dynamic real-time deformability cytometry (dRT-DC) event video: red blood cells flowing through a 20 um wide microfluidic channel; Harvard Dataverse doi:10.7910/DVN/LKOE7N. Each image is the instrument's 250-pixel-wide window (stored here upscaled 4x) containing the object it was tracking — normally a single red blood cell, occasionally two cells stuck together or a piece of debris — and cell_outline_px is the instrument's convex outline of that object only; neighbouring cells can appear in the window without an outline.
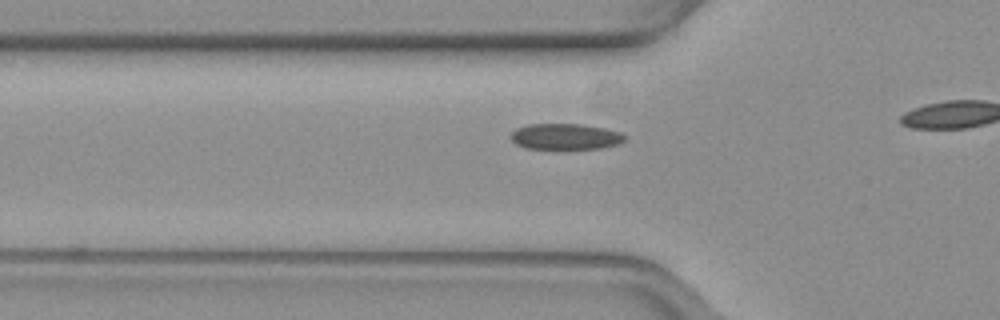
{"species": "common noctule bat (a hibernating species)", "species_latin": "Nyctalus noctula", "temperature_condition": "warm", "stored_images_in_passage": 23, "camera_frame_rate_fps": 3000, "um_per_image_px": 0.085, "animal": {"sex": "female", "body_mass_g": 19.3, "forearm_length_mm": 54.1}, "frame": {"image": 1, "passage_image": 14, "time_ms": 4.333, "image_size_px": [1000, 320], "cell_outline_px": [[624, 140], [620, 144], [604, 148], [524, 148], [516, 144], [508, 136], [516, 128], [528, 124], [580, 124], [604, 128], [620, 132], [624, 136]], "centroid_in_image_um": [48.03, 11.6], "position_along_channel_um": 77.8, "area_um2": 17.17}}
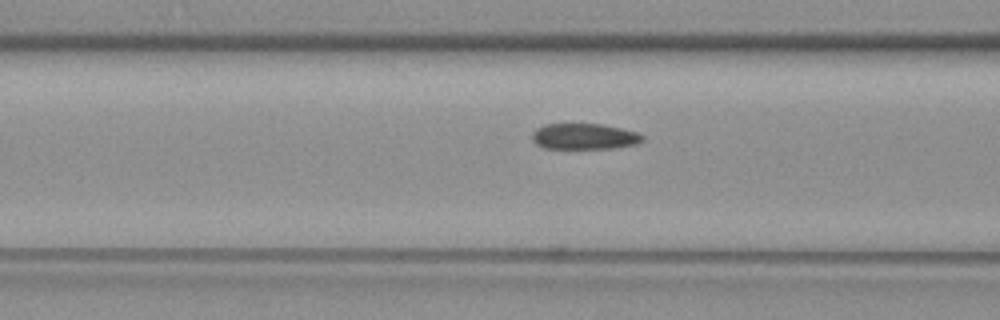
{"frame": {"image": 2, "passage_image": 17, "time_ms": 5.333, "image_size_px": [1000, 320], "cell_outline_px": [[644, 140], [636, 144], [612, 148], [544, 148], [536, 144], [532, 140], [532, 132], [536, 128], [544, 124], [604, 124], [636, 132], [644, 136]], "centroid_in_image_um": [49.64, 11.59], "position_along_channel_um": 117.0, "area_um2": 16.65}}